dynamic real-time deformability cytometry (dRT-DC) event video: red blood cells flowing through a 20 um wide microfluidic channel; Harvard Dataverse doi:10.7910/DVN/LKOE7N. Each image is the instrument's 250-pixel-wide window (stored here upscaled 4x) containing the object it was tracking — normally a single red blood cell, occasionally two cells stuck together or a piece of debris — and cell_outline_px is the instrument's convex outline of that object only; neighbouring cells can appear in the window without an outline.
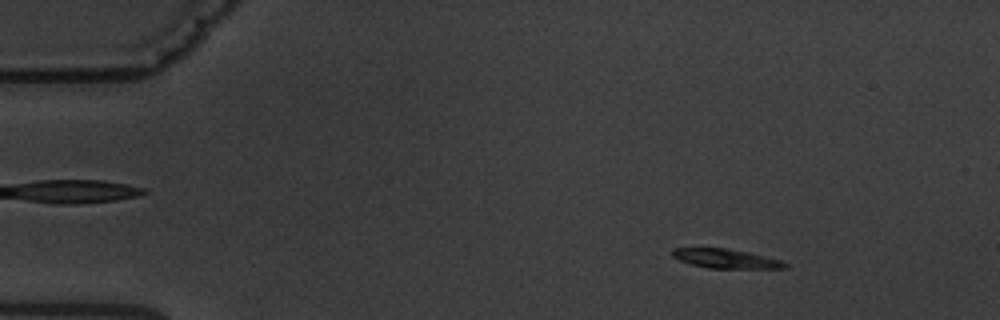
{"species": "common noctule bat (a hibernating species)", "species_latin": "Nyctalus noctula", "temperature_condition": "warm", "stored_images_in_passage": 7, "camera_frame_rate_fps": 3000, "um_per_image_px": 0.085, "animal": {"sex": "male", "body_mass_g": 19.5, "forearm_length_mm": 54.6}, "frame": {"image": 1, "passage_image": 2, "time_ms": 1.333, "image_size_px": [1000, 320], "cell_outline_px": [[788, 268], [708, 268], [692, 264], [680, 260], [672, 256], [672, 248], [724, 248], [748, 252], [780, 260], [788, 264]], "centroid_in_image_um": [61.69, 21.98], "position_along_channel_um": 23.3, "area_um2": 12.43}}
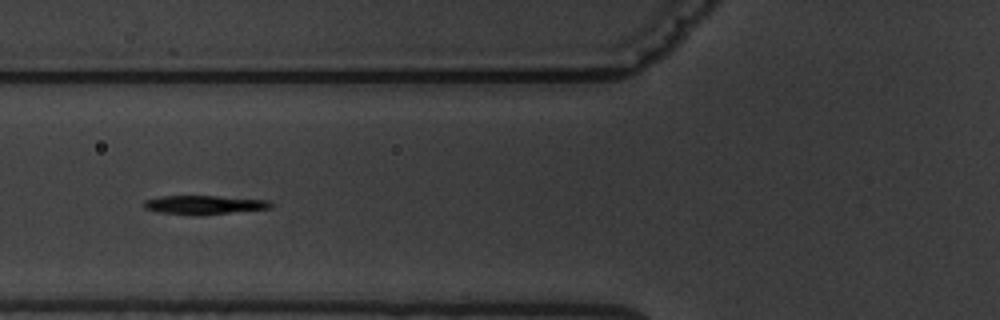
{"frame": {"image": 2, "passage_image": 6, "time_ms": 6.0, "image_size_px": [1000, 320], "cell_outline_px": [[272, 208], [228, 212], [156, 212], [144, 208], [144, 200], [160, 196], [216, 196], [268, 200], [272, 204]], "centroid_in_image_um": [17.35, 17.35], "position_along_channel_um": 108.5, "area_um2": 12.83}}
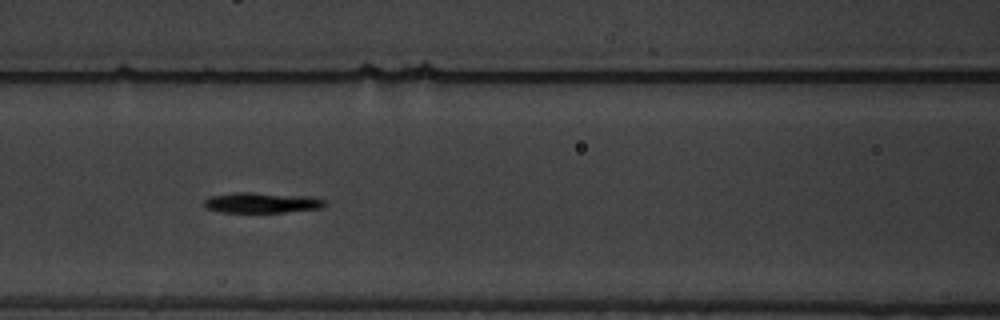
{"frame": {"image": 3, "passage_image": 7, "time_ms": 7.0, "image_size_px": [1000, 320], "cell_outline_px": [[324, 204], [320, 208], [284, 212], [220, 212], [208, 208], [204, 204], [204, 200], [208, 196], [236, 192], [252, 192], [312, 196], [324, 200]], "centroid_in_image_um": [22.22, 17.21], "position_along_channel_um": 144.4, "area_um2": 14.33}}